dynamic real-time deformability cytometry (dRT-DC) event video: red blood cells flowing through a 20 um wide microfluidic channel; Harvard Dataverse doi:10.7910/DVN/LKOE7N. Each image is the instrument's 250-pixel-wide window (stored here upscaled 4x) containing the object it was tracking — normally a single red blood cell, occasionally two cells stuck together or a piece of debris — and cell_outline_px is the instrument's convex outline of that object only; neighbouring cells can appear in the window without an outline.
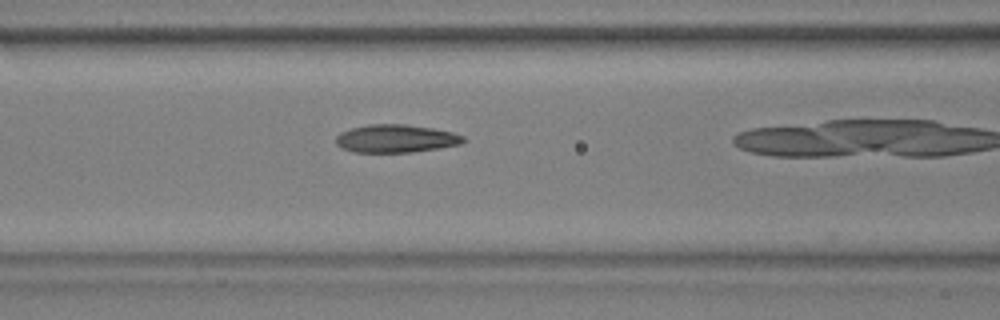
{"species": "common noctule bat (a hibernating species)", "species_latin": "Nyctalus noctula", "temperature_condition": "warm", "stored_images_in_passage": 29, "camera_frame_rate_fps": 3000, "um_per_image_px": 0.085, "animal": {"sex": "male", "body_mass_g": 17.9, "forearm_length_mm": 54.2}, "frame": {"image": 1, "passage_image": 8, "time_ms": 2.333, "image_size_px": [1000, 320], "cell_outline_px": [[464, 140], [460, 144], [412, 152], [352, 152], [336, 144], [336, 136], [340, 132], [352, 128], [368, 124], [404, 124], [432, 128], [452, 132], [464, 136]], "centroid_in_image_um": [33.62, 11.77], "position_along_channel_um": 133.0, "area_um2": 20.58}}
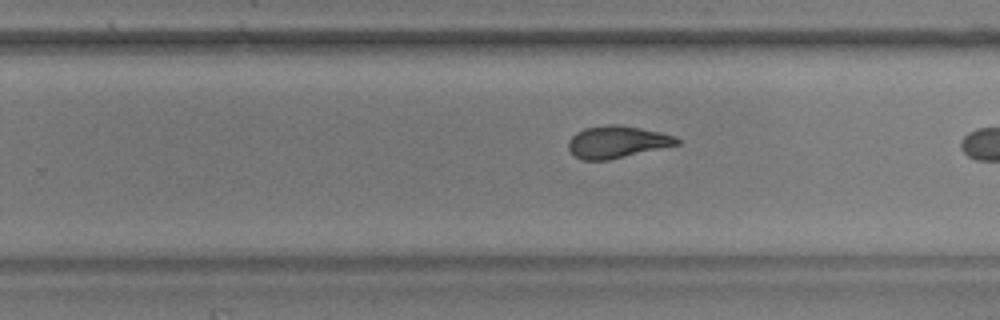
{"frame": {"image": 2, "passage_image": 20, "time_ms": 6.333, "image_size_px": [1000, 320], "cell_outline_px": [[680, 144], [608, 160], [580, 160], [568, 148], [568, 140], [576, 132], [584, 128], [608, 124], [616, 124], [640, 128], [660, 132], [672, 136], [680, 140]], "centroid_in_image_um": [52.41, 12.06], "position_along_channel_um": 277.4, "area_um2": 20.17}}
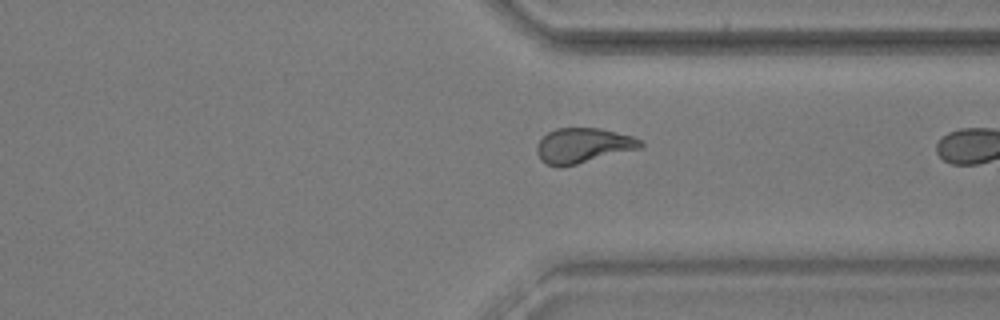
{"frame": {"image": 3, "passage_image": 27, "time_ms": 8.667, "image_size_px": [1000, 320], "cell_outline_px": [[644, 144], [640, 148], [560, 168], [548, 164], [540, 160], [536, 152], [536, 144], [548, 132], [556, 128], [600, 128], [632, 136], [640, 140]], "centroid_in_image_um": [49.52, 12.37], "position_along_channel_um": 361.9, "area_um2": 21.04}}